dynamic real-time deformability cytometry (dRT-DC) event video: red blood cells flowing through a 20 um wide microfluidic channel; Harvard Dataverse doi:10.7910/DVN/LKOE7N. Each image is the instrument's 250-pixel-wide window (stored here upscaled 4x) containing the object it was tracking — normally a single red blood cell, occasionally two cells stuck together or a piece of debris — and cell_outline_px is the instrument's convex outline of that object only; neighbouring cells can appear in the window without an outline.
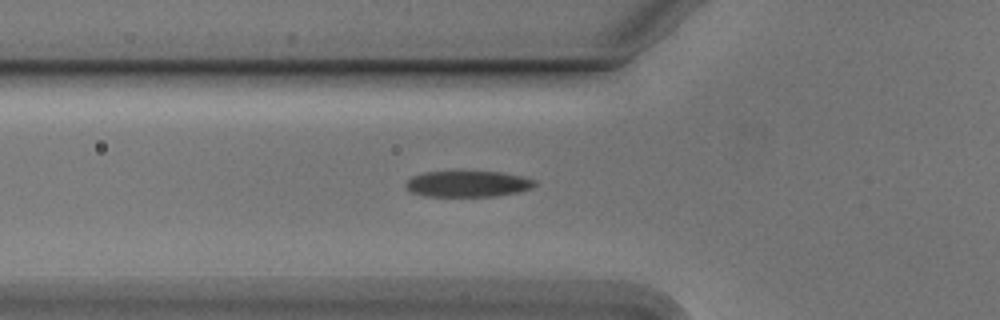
{"species": "Egyptian fruit bat (a non-hibernating species)", "species_latin": "Rousettus aegyptiacus", "temperature_condition": "cold", "stored_images_in_passage": 43, "camera_frame_rate_fps": 3000, "um_per_image_px": 0.085, "animal": {"sex": "male"}, "frame": {"image": 1, "passage_image": 7, "time_ms": 2.0, "image_size_px": [1000, 320], "cell_outline_px": [[536, 184], [532, 188], [520, 192], [496, 196], [424, 196], [412, 192], [404, 184], [412, 176], [424, 172], [500, 172], [524, 176], [536, 180]], "centroid_in_image_um": [39.81, 15.63], "position_along_channel_um": 86.0, "area_um2": 19.59}}
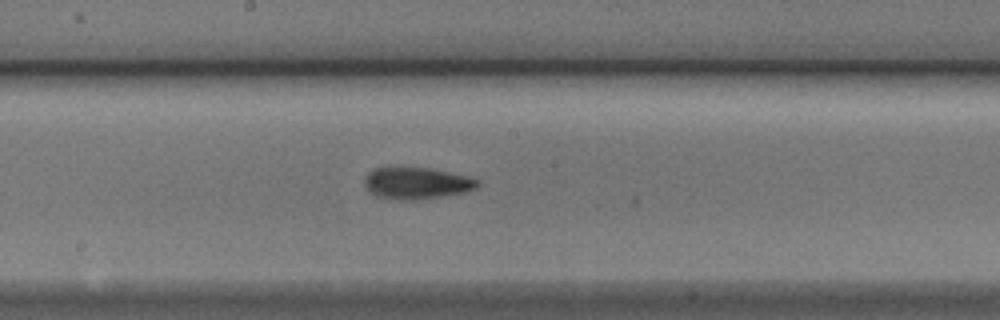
{"frame": {"image": 2, "passage_image": 17, "time_ms": 5.333, "image_size_px": [1000, 320], "cell_outline_px": [[480, 184], [476, 188], [468, 192], [444, 196], [416, 200], [396, 200], [376, 196], [368, 192], [364, 184], [364, 180], [368, 172], [376, 168], [392, 164], [432, 168], [468, 176], [480, 180]], "centroid_in_image_um": [35.39, 15.53], "position_along_channel_um": 212.8, "area_um2": 21.96}}
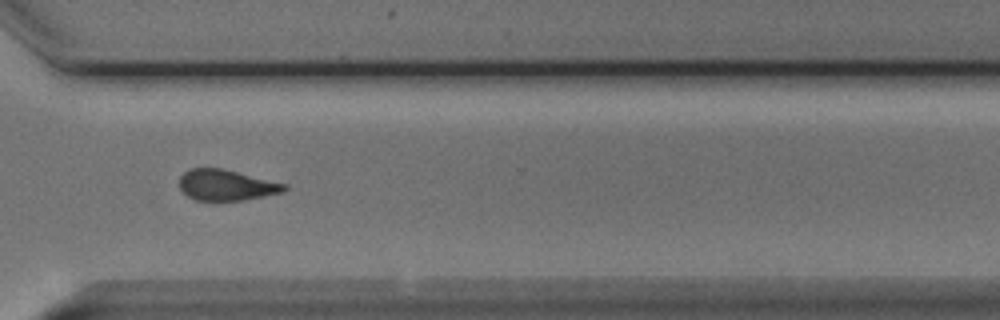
{"frame": {"image": 3, "passage_image": 28, "time_ms": 9.0, "image_size_px": [1000, 320], "cell_outline_px": [[288, 188], [284, 192], [244, 200], [196, 200], [188, 196], [180, 188], [180, 176], [188, 168], [220, 168], [288, 184]], "centroid_in_image_um": [19.26, 15.73], "position_along_channel_um": 351.3, "area_um2": 18.79}, "authors_computed_cell_mechanics": {"area_um2": 19.5942, "velocity_mm_per_s": 3.7932, "shape_relaxation_time_tau1_ms": 2.3981, "shape_relaxation_time_tau2_ms": 4.0885, "deformation_change_tau1": 0.1226, "deformation_change_tau2": 0.1248}}